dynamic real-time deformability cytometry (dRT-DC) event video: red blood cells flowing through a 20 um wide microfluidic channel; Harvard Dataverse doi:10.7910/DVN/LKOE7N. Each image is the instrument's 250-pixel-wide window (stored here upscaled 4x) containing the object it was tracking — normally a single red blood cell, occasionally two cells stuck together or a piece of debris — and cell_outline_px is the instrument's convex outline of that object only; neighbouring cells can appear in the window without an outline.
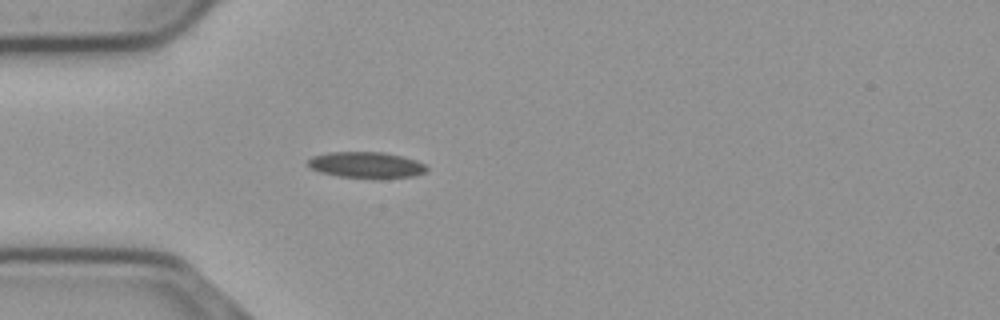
{"species": "common noctule bat (a hibernating species)", "species_latin": "Nyctalus noctula", "temperature_condition": "cold", "stored_images_in_passage": 29, "camera_frame_rate_fps": 3000, "um_per_image_px": 0.085, "animal": {"sex": "male", "body_mass_g": 23.1, "forearm_length_mm": 52.7}, "frame": {"image": 1, "passage_image": 5, "time_ms": 1.333, "image_size_px": [1000, 320], "cell_outline_px": [[428, 168], [424, 172], [416, 176], [340, 176], [320, 172], [312, 168], [308, 164], [308, 160], [312, 156], [332, 152], [384, 152], [404, 156], [416, 160], [424, 164]], "centroid_in_image_um": [31.14, 13.98], "position_along_channel_um": 53.9, "area_um2": 17.34}}
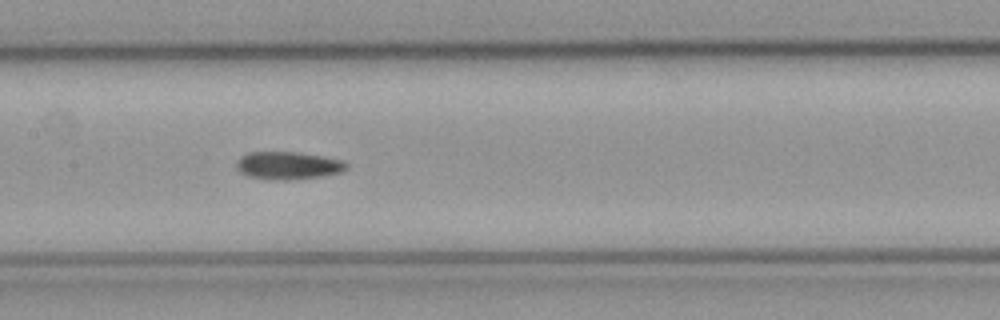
{"frame": {"image": 2, "passage_image": 16, "time_ms": 5.0, "image_size_px": [1000, 320], "cell_outline_px": [[348, 168], [340, 172], [324, 176], [288, 180], [276, 180], [248, 176], [240, 172], [236, 168], [236, 160], [240, 156], [248, 152], [300, 152], [324, 156], [344, 160], [348, 164]], "centroid_in_image_um": [24.5, 14.06], "position_along_channel_um": 182.9, "area_um2": 18.03}}
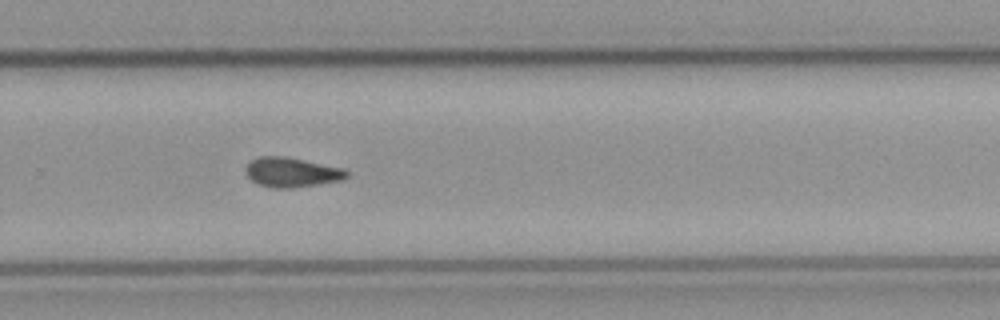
{"frame": {"image": 3, "passage_image": 26, "time_ms": 8.333, "image_size_px": [1000, 320], "cell_outline_px": [[348, 176], [340, 180], [292, 188], [272, 188], [256, 184], [248, 176], [244, 168], [252, 160], [260, 156], [284, 156], [344, 168], [348, 172]], "centroid_in_image_um": [24.76, 14.64], "position_along_channel_um": 305.0, "area_um2": 17.34}}